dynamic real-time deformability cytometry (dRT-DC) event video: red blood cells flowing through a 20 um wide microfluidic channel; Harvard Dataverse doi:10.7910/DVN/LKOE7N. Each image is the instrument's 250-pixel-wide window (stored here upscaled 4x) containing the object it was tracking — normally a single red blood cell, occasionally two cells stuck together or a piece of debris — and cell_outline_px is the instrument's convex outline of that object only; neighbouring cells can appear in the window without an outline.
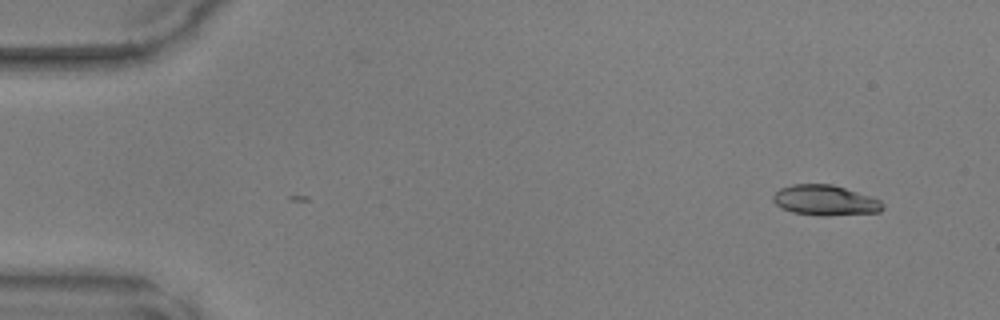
{"species": "common noctule bat (a hibernating species)", "species_latin": "Nyctalus noctula", "temperature_condition": "warm", "stored_images_in_passage": 43, "camera_frame_rate_fps": 3000, "um_per_image_px": 0.085, "animal": {"sex": "male", "body_mass_g": 17.9, "forearm_length_mm": 54.2}, "frame": {"image": 1, "passage_image": 1, "time_ms": 0.0, "image_size_px": [1000, 320], "cell_outline_px": [[884, 208], [880, 212], [828, 216], [816, 216], [792, 212], [780, 208], [772, 200], [772, 196], [780, 188], [792, 184], [832, 184], [880, 200], [884, 204]], "centroid_in_image_um": [70.1, 17.04], "position_along_channel_um": 14.9, "area_um2": 19.48}}
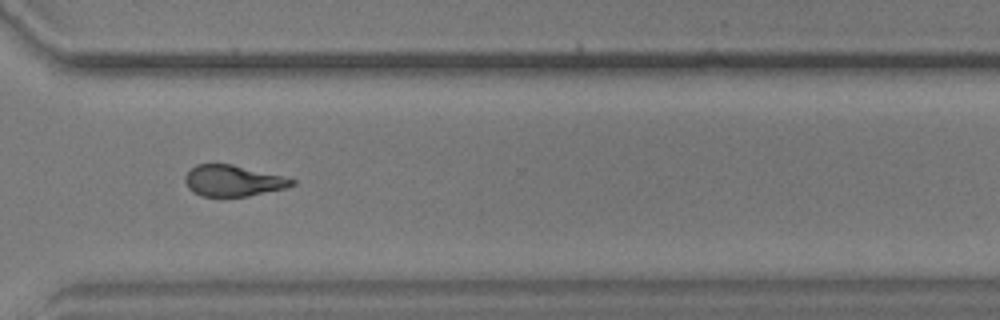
{"frame": {"image": 2, "passage_image": 33, "time_ms": 10.667, "image_size_px": [1000, 320], "cell_outline_px": [[296, 184], [284, 188], [248, 196], [200, 196], [192, 192], [188, 188], [184, 180], [184, 176], [196, 164], [232, 164], [296, 180]], "centroid_in_image_um": [19.75, 15.37], "position_along_channel_um": 350.8, "area_um2": 19.13}}
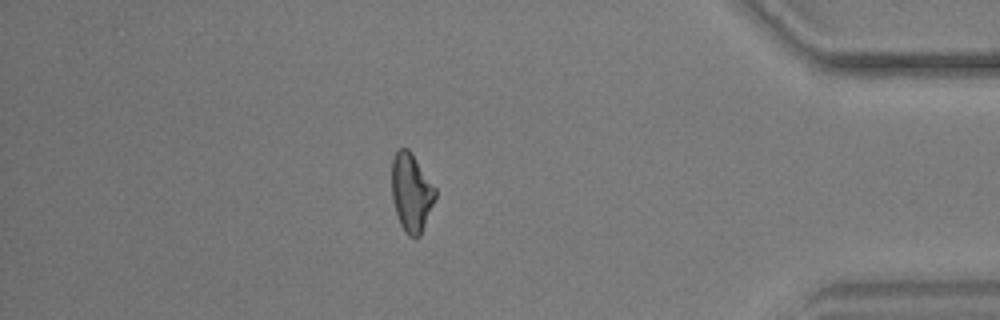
{"frame": {"image": 3, "passage_image": 39, "time_ms": 12.667, "image_size_px": [1000, 320], "cell_outline_px": [[436, 196], [420, 236], [416, 240], [408, 236], [404, 232], [400, 224], [396, 212], [392, 196], [392, 160], [396, 152], [400, 148], [408, 148], [412, 152], [436, 188]], "centroid_in_image_um": [34.97, 16.37], "position_along_channel_um": 400.2, "area_um2": 19.94}}